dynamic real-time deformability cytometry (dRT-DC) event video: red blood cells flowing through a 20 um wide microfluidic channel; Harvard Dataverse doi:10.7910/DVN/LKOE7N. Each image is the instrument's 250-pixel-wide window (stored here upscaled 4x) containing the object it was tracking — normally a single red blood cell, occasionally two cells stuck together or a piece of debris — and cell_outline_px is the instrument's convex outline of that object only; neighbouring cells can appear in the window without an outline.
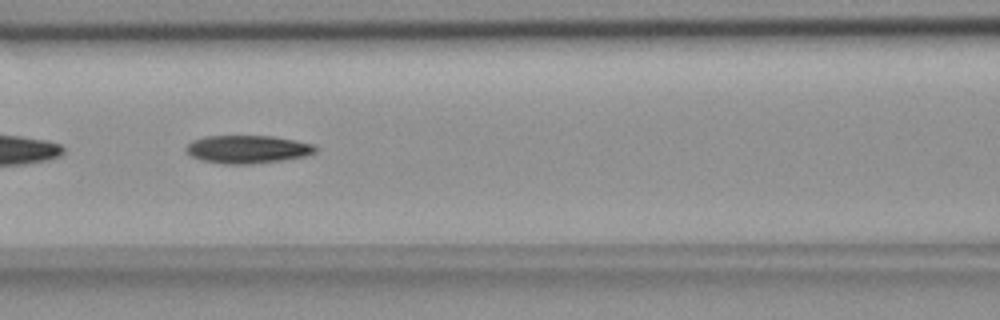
{"species": "common noctule bat (a hibernating species)", "species_latin": "Nyctalus noctula", "temperature_condition": "room temperature", "stored_images_in_passage": 52, "camera_frame_rate_fps": 3000, "um_per_image_px": 0.085, "animal": {"sex": "female", "body_mass_g": 18.4}, "frame": {"image": 1, "passage_image": 21, "time_ms": 6.667, "image_size_px": [1000, 320], "cell_outline_px": [[316, 152], [304, 156], [280, 160], [252, 164], [224, 164], [200, 160], [192, 156], [184, 148], [192, 140], [204, 136], [272, 136], [296, 140], [316, 144]], "centroid_in_image_um": [21.04, 12.68], "position_along_channel_um": 145.6, "area_um2": 21.15}}
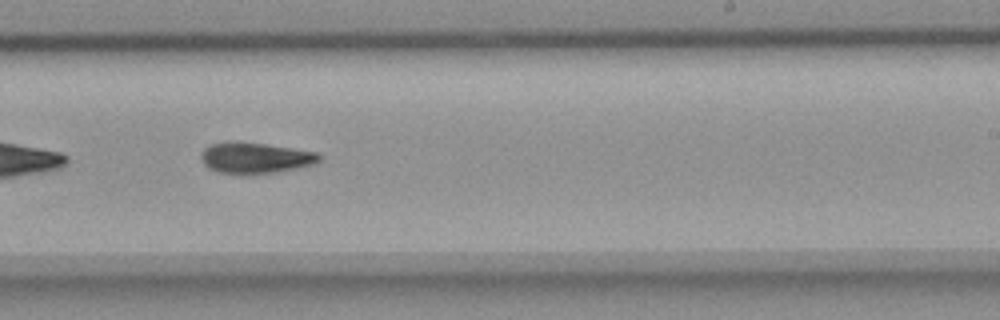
{"frame": {"image": 2, "passage_image": 31, "time_ms": 10.0, "image_size_px": [1000, 320], "cell_outline_px": [[320, 160], [316, 164], [276, 172], [240, 176], [216, 172], [208, 168], [204, 164], [200, 156], [204, 148], [212, 144], [236, 140], [292, 148], [316, 152], [320, 156]], "centroid_in_image_um": [21.65, 13.44], "position_along_channel_um": 267.4, "area_um2": 21.73}}
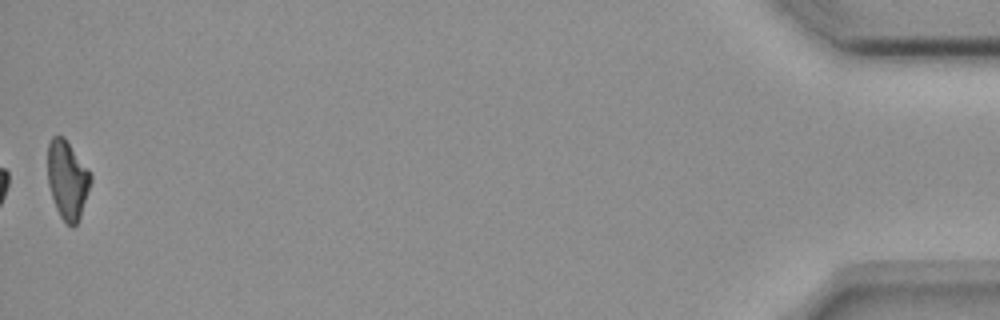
{"frame": {"image": 3, "passage_image": 52, "time_ms": 17.0, "image_size_px": [1000, 320], "cell_outline_px": [[92, 180], [80, 216], [76, 224], [72, 228], [60, 216], [56, 208], [48, 184], [48, 144], [52, 136], [64, 136], [92, 176]], "centroid_in_image_um": [5.72, 15.27], "position_along_channel_um": 429.5, "area_um2": 19.36}, "authors_computed_cell_mechanics": {"area_um2": 21.2126, "velocity_mm_per_s": 3.668, "shape_relaxation_time_tau1_ms": 6.0168, "shape_relaxation_time_tau2_ms": null, "deformation_change_tau1": 0.1833, "deformation_change_tau2": null}}